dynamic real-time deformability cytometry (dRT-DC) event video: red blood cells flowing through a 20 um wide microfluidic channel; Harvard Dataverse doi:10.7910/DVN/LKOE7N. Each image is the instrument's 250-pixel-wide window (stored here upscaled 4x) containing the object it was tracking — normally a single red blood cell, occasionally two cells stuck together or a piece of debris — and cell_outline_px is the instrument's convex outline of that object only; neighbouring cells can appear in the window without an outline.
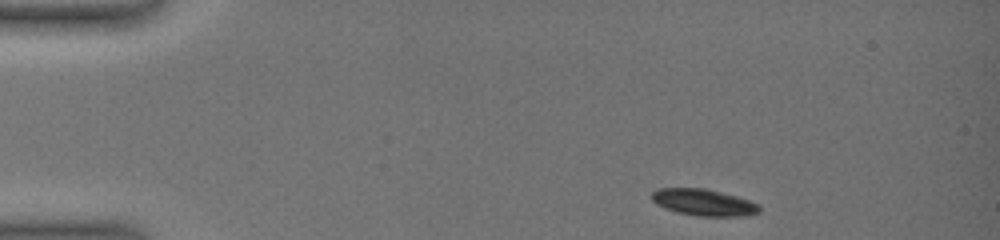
{"species": "common noctule bat (a hibernating species)", "species_latin": "Nyctalus noctula", "temperature_condition": "warm", "stored_images_in_passage": 42, "camera_frame_rate_fps": 3000, "um_per_image_px": 0.085, "animal": {"sex": "female", "body_mass_g": 19.0, "forearm_length_mm": 51.5}, "frame": {"image": 1, "passage_image": 1, "time_ms": 0.0, "image_size_px": [1000, 240], "cell_outline_px": [[760, 212], [744, 216], [696, 216], [676, 212], [664, 208], [656, 204], [652, 200], [652, 192], [656, 188], [704, 188], [736, 196], [760, 204]], "centroid_in_image_um": [59.79, 17.21], "position_along_channel_um": 25.2, "area_um2": 16.76}}
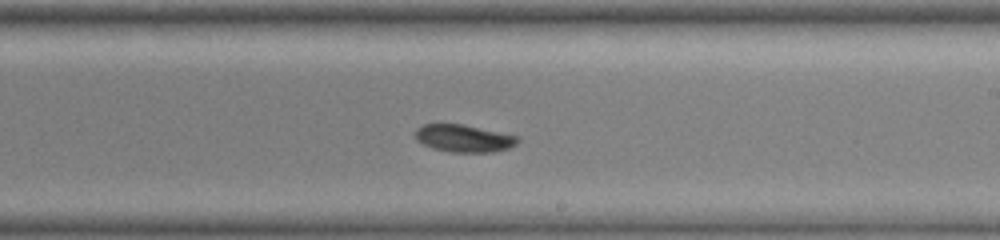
{"frame": {"image": 2, "passage_image": 28, "time_ms": 8.667, "image_size_px": [1000, 240], "cell_outline_px": [[516, 144], [508, 148], [496, 152], [448, 152], [432, 148], [424, 144], [416, 136], [416, 132], [424, 124], [460, 124], [516, 136]], "centroid_in_image_um": [39.42, 11.78], "position_along_channel_um": 249.6, "area_um2": 15.78}}
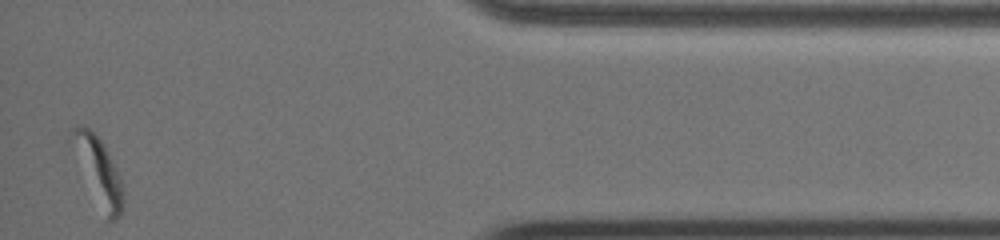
{"frame": {"image": 3, "passage_image": 42, "time_ms": 14.667, "image_size_px": [1000, 240], "cell_outline_px": [[124, 204], [120, 216], [112, 220], [108, 220], [72, 128], [76, 124], [84, 124], [100, 140], [120, 180], [124, 196]], "centroid_in_image_um": [8.58, 14.58], "position_along_channel_um": 426.6, "area_um2": 15.66}, "authors_computed_cell_mechanics": {"area_um2": 17.051, "velocity_mm_per_s": 3.6192, "shape_relaxation_time_tau1_ms": 11.0025, "shape_relaxation_time_tau2_ms": 9.1682, "deformation_change_tau1": 0.1658, "deformation_change_tau2": 0.1006}}